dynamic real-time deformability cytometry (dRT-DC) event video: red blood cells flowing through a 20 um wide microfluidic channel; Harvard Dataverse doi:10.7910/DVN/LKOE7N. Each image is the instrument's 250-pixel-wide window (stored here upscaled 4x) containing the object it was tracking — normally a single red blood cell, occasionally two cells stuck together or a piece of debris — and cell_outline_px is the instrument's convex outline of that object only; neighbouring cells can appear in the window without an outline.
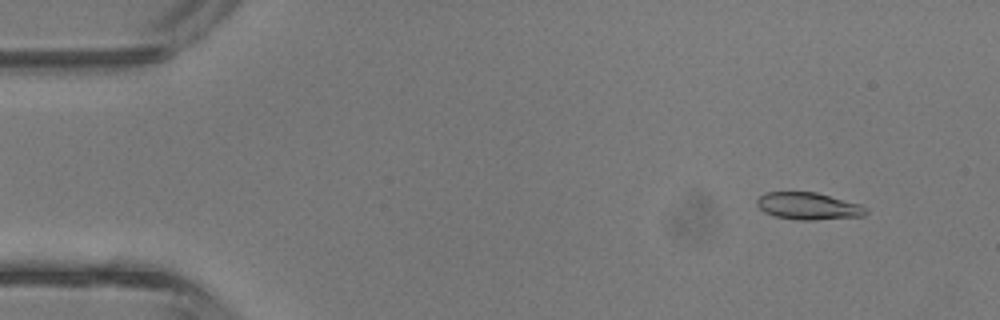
{"species": "common noctule bat (a hibernating species)", "species_latin": "Nyctalus noctula", "temperature_condition": "room temperature", "stored_images_in_passage": 43, "camera_frame_rate_fps": 3000, "um_per_image_px": 0.085, "animal": {"sex": "male", "body_mass_g": 13.3}, "frame": {"image": 1, "passage_image": 4, "time_ms": 1.0, "image_size_px": [1000, 320], "cell_outline_px": [[868, 212], [864, 216], [816, 220], [796, 220], [776, 216], [764, 212], [756, 204], [756, 200], [764, 192], [816, 192], [860, 204], [868, 208]], "centroid_in_image_um": [68.72, 17.52], "position_along_channel_um": 16.3, "area_um2": 17.34}}
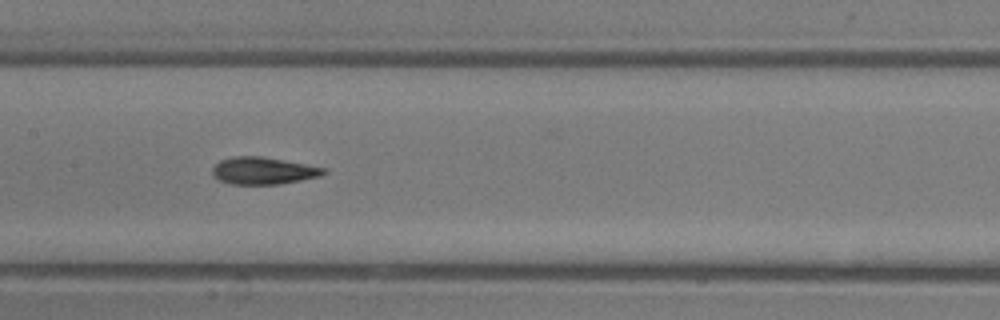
{"frame": {"image": 2, "passage_image": 21, "time_ms": 6.667, "image_size_px": [1000, 320], "cell_outline_px": [[328, 172], [320, 176], [280, 184], [232, 184], [220, 180], [212, 176], [212, 168], [220, 160], [232, 156], [260, 156], [304, 164], [324, 168]], "centroid_in_image_um": [22.34, 14.51], "position_along_channel_um": 185.1, "area_um2": 17.46}}
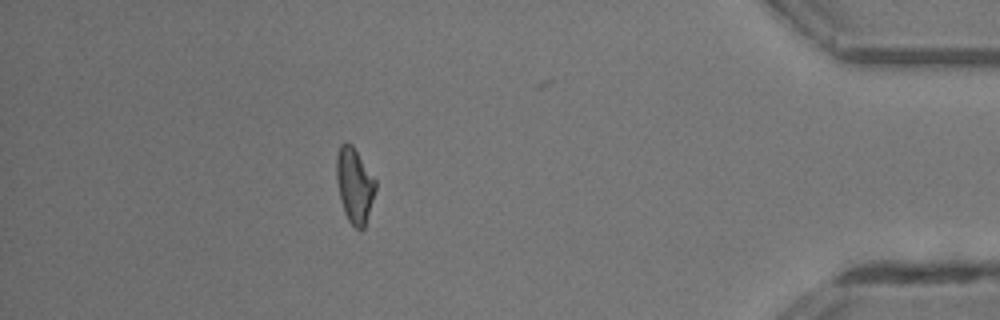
{"frame": {"image": 3, "passage_image": 38, "time_ms": 12.333, "image_size_px": [1000, 320], "cell_outline_px": [[376, 188], [364, 228], [360, 232], [348, 220], [344, 212], [336, 180], [336, 156], [340, 144], [352, 144], [376, 180]], "centroid_in_image_um": [30.13, 15.75], "position_along_channel_um": 405.1, "area_um2": 16.94}, "authors_computed_cell_mechanics": {"area_um2": 17.2822, "velocity_mm_per_s": 4.7888, "shape_relaxation_time_tau1_ms": 3.7015, "shape_relaxation_time_tau2_ms": 1.3011, "deformation_change_tau1": 0.1498, "deformation_change_tau2": 0.0703}}